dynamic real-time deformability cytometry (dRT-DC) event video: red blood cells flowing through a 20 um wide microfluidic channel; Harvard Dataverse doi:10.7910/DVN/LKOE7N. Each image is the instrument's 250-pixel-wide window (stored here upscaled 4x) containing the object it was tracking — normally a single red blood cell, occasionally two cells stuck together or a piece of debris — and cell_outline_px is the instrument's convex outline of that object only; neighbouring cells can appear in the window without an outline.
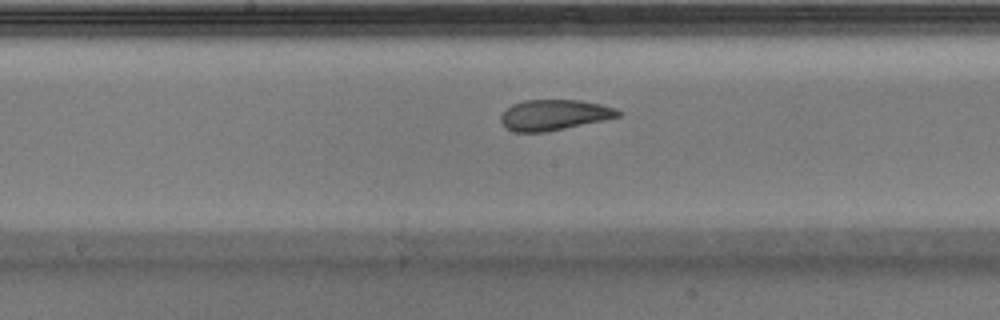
{"species": "Egyptian fruit bat (a non-hibernating species)", "species_latin": "Rousettus aegyptiacus", "temperature_condition": "warm", "stored_images_in_passage": 46, "camera_frame_rate_fps": 3000, "um_per_image_px": 0.085, "animal": {"sex": "male"}, "frame": {"image": 1, "passage_image": 27, "time_ms": 8.667, "image_size_px": [1000, 320], "cell_outline_px": [[620, 116], [604, 120], [544, 132], [516, 132], [508, 128], [500, 120], [500, 116], [512, 104], [524, 100], [580, 100], [600, 104], [616, 108], [620, 112]], "centroid_in_image_um": [47.11, 9.76], "position_along_channel_um": 201.1, "area_um2": 20.63}}